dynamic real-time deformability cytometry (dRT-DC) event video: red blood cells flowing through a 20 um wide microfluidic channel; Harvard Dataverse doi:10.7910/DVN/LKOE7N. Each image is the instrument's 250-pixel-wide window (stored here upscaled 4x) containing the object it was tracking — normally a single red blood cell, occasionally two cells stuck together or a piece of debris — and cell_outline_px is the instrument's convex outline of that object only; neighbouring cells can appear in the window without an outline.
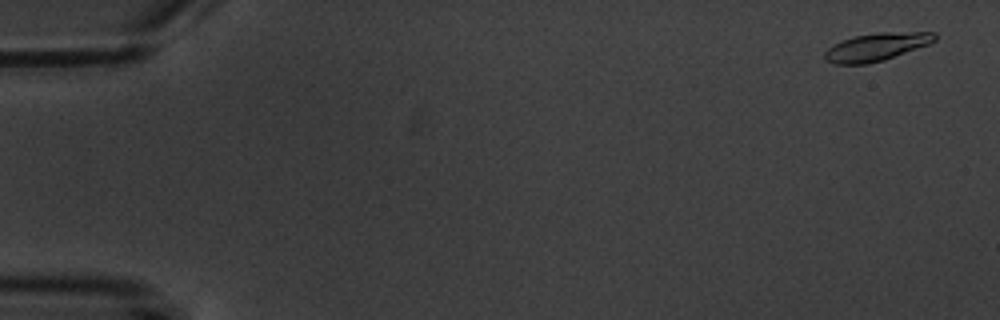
{"species": "common noctule bat (a hibernating species)", "species_latin": "Nyctalus noctula", "temperature_condition": "warm", "stored_images_in_passage": 7, "camera_frame_rate_fps": 3000, "um_per_image_px": 0.085, "animal": {"sex": "male", "body_mass_g": 20.1, "forearm_length_mm": 53.5}, "frame": {"image": 1, "passage_image": 1, "time_ms": 0.0, "image_size_px": [1000, 320], "cell_outline_px": [[936, 40], [928, 44], [884, 60], [868, 64], [836, 64], [828, 60], [824, 56], [824, 52], [828, 48], [844, 40], [856, 36], [880, 32], [936, 32]], "centroid_in_image_um": [74.52, 3.99], "position_along_channel_um": 10.5, "area_um2": 17.51}}
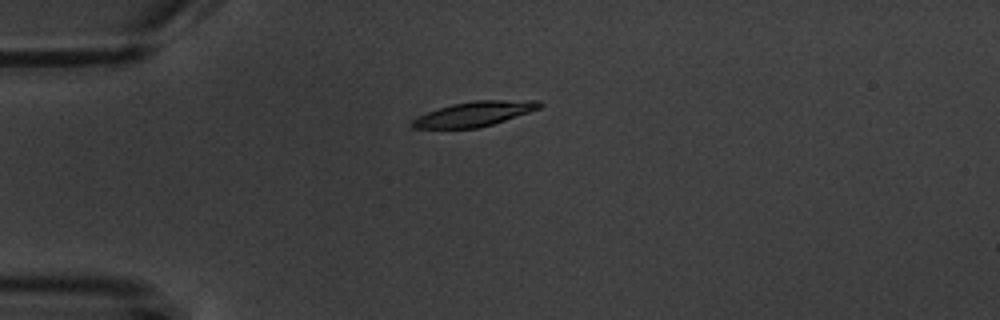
{"frame": {"image": 2, "passage_image": 4, "time_ms": 4.333, "image_size_px": [1000, 320], "cell_outline_px": [[544, 104], [540, 108], [492, 124], [476, 128], [416, 128], [412, 124], [412, 120], [428, 112], [452, 104], [476, 100], [540, 100]], "centroid_in_image_um": [40.38, 9.66], "position_along_channel_um": 44.6, "area_um2": 17.98}}